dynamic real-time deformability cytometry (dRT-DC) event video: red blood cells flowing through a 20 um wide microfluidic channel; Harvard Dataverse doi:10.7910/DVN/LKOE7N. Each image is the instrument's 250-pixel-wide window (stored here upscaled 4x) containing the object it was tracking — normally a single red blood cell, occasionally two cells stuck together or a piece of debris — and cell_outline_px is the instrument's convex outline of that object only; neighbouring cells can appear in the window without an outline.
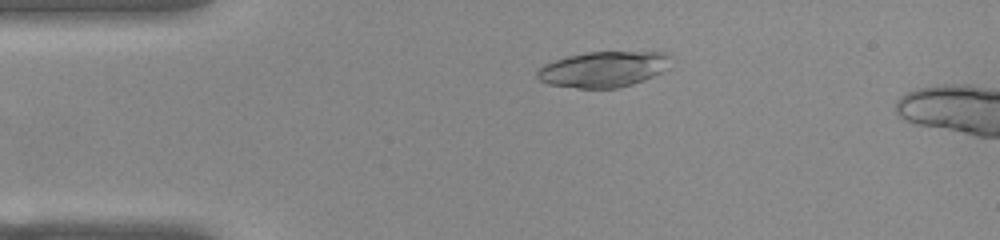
{"species": "common noctule bat (a hibernating species)", "species_latin": "Nyctalus noctula", "temperature_condition": "warm", "stored_images_in_passage": 4, "camera_frame_rate_fps": 3000, "um_per_image_px": 0.085, "animal": {"sex": "female", "body_mass_g": 22.0, "forearm_length_mm": 56.7}, "frame": {"image": 1, "passage_image": 1, "time_ms": 0.0, "image_size_px": [1000, 240], "cell_outline_px": [[672, 56], [660, 72], [644, 80], [632, 84], [616, 88], [580, 88], [548, 84], [540, 80], [536, 76], [536, 72], [544, 64], [568, 56], [588, 52], [664, 52]], "centroid_in_image_um": [51.24, 5.88], "position_along_channel_um": 33.8, "area_um2": 27.34}}